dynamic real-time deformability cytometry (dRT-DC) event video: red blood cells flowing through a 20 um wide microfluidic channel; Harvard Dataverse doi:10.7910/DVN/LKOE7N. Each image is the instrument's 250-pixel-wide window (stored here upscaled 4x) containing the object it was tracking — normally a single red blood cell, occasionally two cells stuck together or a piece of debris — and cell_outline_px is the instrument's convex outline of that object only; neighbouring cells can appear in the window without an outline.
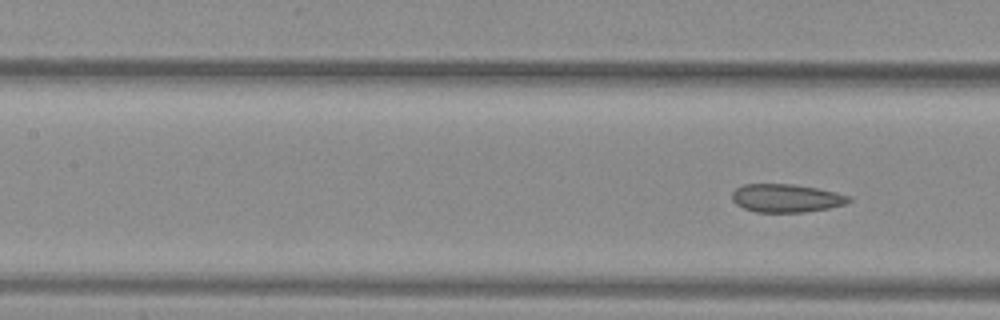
{"species": "common noctule bat (a hibernating species)", "species_latin": "Nyctalus noctula", "temperature_condition": "warm", "stored_images_in_passage": 10, "segment_of_instrument_passage": [2, 2], "camera_frame_rate_fps": 3000, "um_per_image_px": 0.085, "animal": {"sex": "female", "body_mass_g": 29.2, "forearm_length_mm": 56.3}, "frame": {"image": 1, "passage_image": 10, "time_ms": 3.0, "image_size_px": [1000, 320], "cell_outline_px": [[852, 200], [848, 204], [828, 208], [804, 212], [756, 212], [744, 208], [736, 204], [732, 200], [732, 192], [736, 188], [744, 184], [792, 184], [816, 188], [836, 192], [852, 196]], "centroid_in_image_um": [66.86, 16.84], "position_along_channel_um": 140.5, "area_um2": 19.31}}